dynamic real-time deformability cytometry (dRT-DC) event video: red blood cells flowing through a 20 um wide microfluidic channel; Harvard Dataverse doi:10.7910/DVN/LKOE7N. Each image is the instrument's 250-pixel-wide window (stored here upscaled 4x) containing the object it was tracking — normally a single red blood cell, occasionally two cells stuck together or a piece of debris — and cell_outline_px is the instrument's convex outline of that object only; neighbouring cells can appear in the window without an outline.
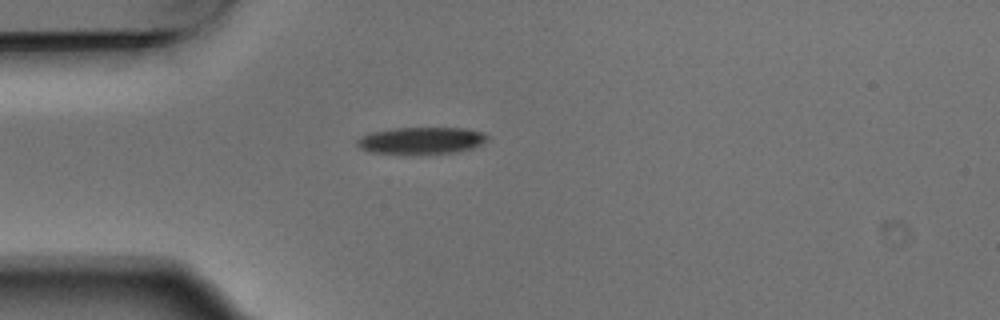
{"species": "Egyptian fruit bat (a non-hibernating species)", "species_latin": "Rousettus aegyptiacus", "temperature_condition": "warm", "stored_images_in_passage": 1, "camera_frame_rate_fps": 3000, "um_per_image_px": 0.085, "animal": {"sex": "male"}, "frame": {"image": 1, "passage_image": 1, "time_ms": 0.0, "image_size_px": [1000, 320], "cell_outline_px": [[488, 140], [472, 148], [456, 152], [372, 152], [360, 148], [356, 144], [356, 140], [360, 136], [372, 132], [392, 128], [464, 128], [484, 132], [488, 136]], "centroid_in_image_um": [35.82, 11.91], "position_along_channel_um": 49.2, "area_um2": 19.83}}